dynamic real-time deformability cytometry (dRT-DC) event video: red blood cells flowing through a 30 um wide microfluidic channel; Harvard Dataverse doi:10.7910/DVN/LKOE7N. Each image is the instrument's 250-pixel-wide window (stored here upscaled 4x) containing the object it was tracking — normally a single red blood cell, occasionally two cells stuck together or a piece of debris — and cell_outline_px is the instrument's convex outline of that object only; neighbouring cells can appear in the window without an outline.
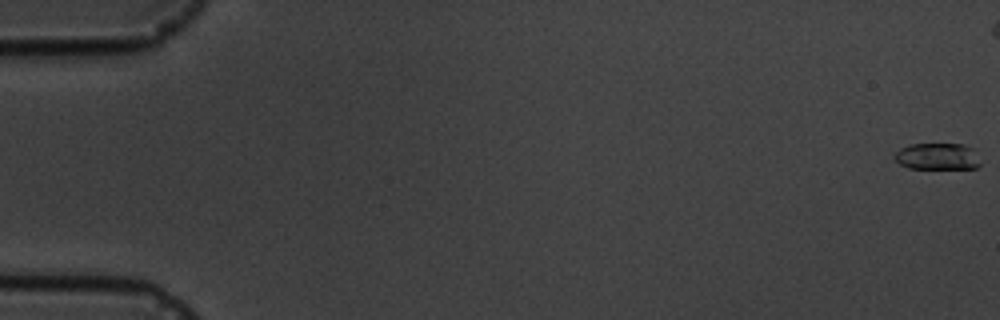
{"species": "common noctule bat (a hibernating species)", "species_latin": "Nyctalus noctula", "temperature_condition": "cold", "stored_images_in_passage": 6, "camera_frame_rate_fps": 3000, "um_per_image_px": 0.085, "animal": {"sex": "male", "body_mass_g": 19.5, "forearm_length_mm": 54.6}, "frame": {"image": 1, "passage_image": 1, "time_ms": 0.0, "image_size_px": [1000, 320], "cell_outline_px": [[980, 164], [976, 168], [908, 168], [900, 164], [892, 156], [900, 148], [912, 144], [964, 144], [972, 148]], "centroid_in_image_um": [79.64, 13.29], "position_along_channel_um": 5.4, "area_um2": 13.18}}